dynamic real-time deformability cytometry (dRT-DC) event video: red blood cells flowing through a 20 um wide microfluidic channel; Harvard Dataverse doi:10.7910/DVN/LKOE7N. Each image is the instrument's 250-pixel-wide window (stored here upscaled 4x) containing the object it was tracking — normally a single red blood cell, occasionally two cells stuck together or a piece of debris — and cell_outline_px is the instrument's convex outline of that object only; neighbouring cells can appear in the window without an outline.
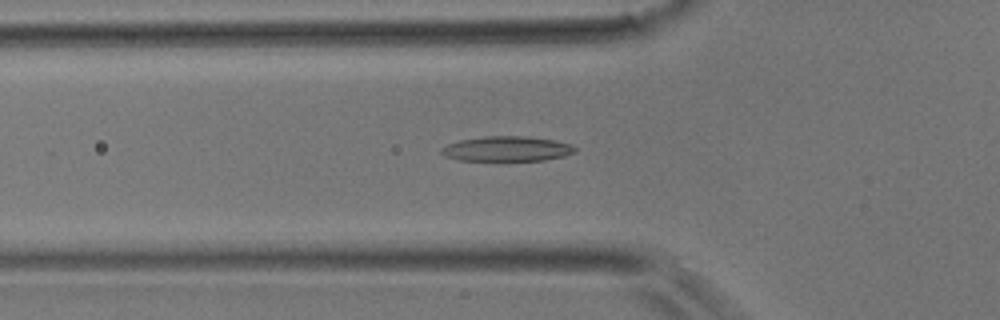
{"species": "common noctule bat (a hibernating species)", "species_latin": "Nyctalus noctula", "temperature_condition": "room temperature", "stored_images_in_passage": 30, "camera_frame_rate_fps": 3000, "um_per_image_px": 0.085, "animal": {"sex": "male", "body_mass_g": 17.9}, "frame": {"image": 1, "passage_image": 5, "time_ms": 1.333, "image_size_px": [1000, 320], "cell_outline_px": [[576, 152], [564, 156], [544, 160], [460, 160], [444, 156], [440, 152], [440, 148], [448, 144], [460, 140], [484, 136], [528, 136], [552, 140], [572, 144], [576, 148]], "centroid_in_image_um": [43.08, 12.64], "position_along_channel_um": 82.7, "area_um2": 19.42}}
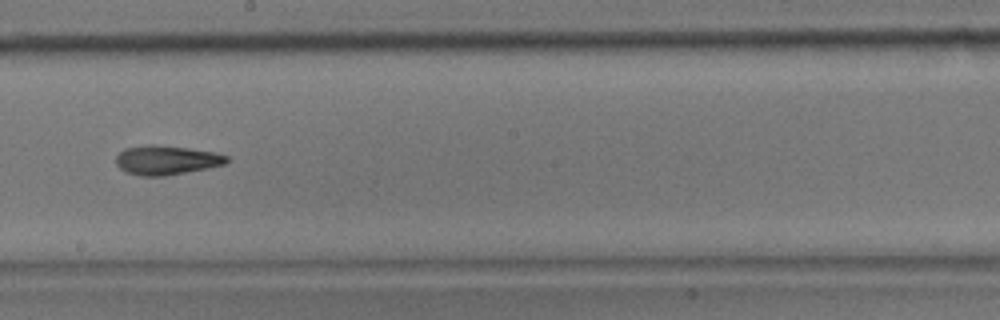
{"frame": {"image": 2, "passage_image": 15, "time_ms": 4.667, "image_size_px": [1000, 320], "cell_outline_px": [[228, 160], [224, 164], [164, 176], [140, 176], [124, 172], [116, 164], [116, 156], [124, 148], [156, 144], [188, 148], [216, 152], [228, 156]], "centroid_in_image_um": [14.1, 13.6], "position_along_channel_um": 234.1, "area_um2": 18.73}}
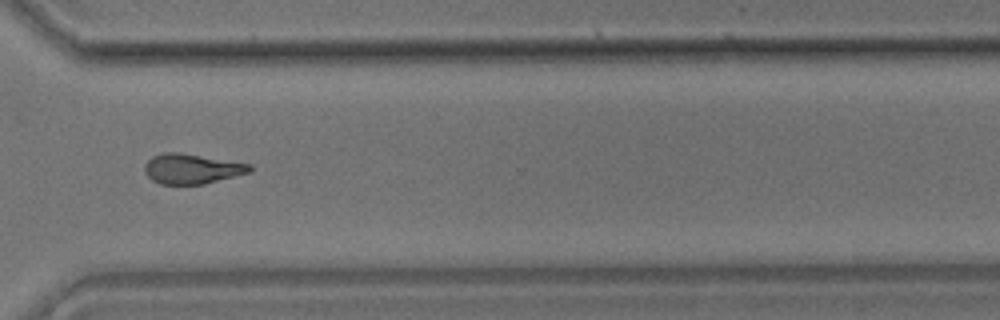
{"frame": {"image": 3, "passage_image": 23, "time_ms": 7.333, "image_size_px": [1000, 320], "cell_outline_px": [[252, 172], [204, 184], [160, 184], [152, 180], [144, 172], [144, 164], [152, 156], [164, 152], [180, 152], [252, 164]], "centroid_in_image_um": [16.31, 14.34], "position_along_channel_um": 354.3, "area_um2": 18.55}}